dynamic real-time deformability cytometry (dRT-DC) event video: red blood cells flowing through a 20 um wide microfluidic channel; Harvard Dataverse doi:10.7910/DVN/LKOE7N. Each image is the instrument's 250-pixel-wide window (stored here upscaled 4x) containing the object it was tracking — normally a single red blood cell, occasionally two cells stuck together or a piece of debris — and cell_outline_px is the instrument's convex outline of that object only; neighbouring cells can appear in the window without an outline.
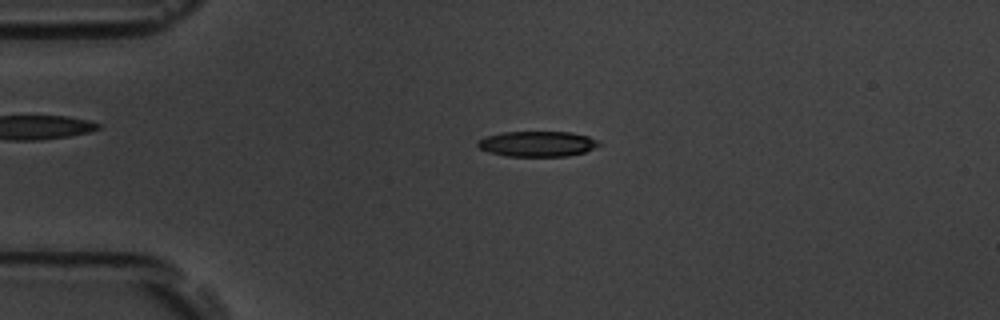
{"species": "common noctule bat (a hibernating species)", "species_latin": "Nyctalus noctula", "temperature_condition": "room temperature", "stored_images_in_passage": 25, "camera_frame_rate_fps": 3000, "um_per_image_px": 0.085, "animal": {"sex": "male", "body_mass_g": 19.5, "forearm_length_mm": 54.6}, "frame": {"image": 1, "passage_image": 3, "time_ms": 0.667, "image_size_px": [1000, 320], "cell_outline_px": [[600, 144], [584, 152], [568, 156], [508, 156], [488, 152], [480, 148], [476, 144], [476, 140], [500, 132], [572, 132], [588, 136], [600, 140]], "centroid_in_image_um": [45.66, 12.22], "position_along_channel_um": 39.3, "area_um2": 17.98}}
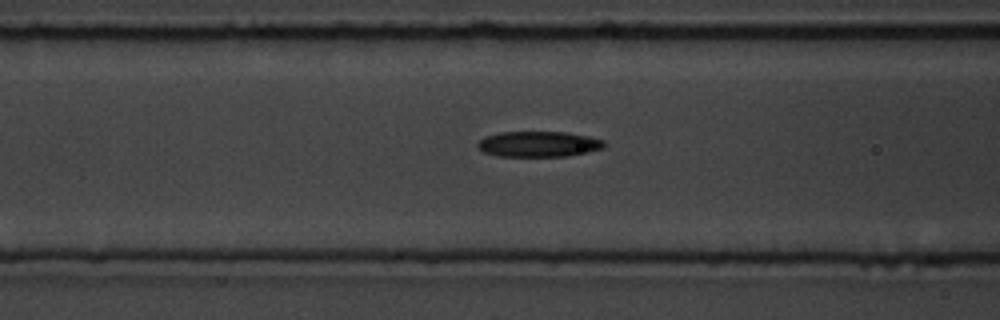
{"frame": {"image": 2, "passage_image": 12, "time_ms": 3.667, "image_size_px": [1000, 320], "cell_outline_px": [[604, 148], [588, 152], [564, 156], [496, 156], [484, 152], [476, 144], [484, 136], [500, 132], [564, 132], [588, 136], [604, 140]], "centroid_in_image_um": [45.77, 12.24], "position_along_channel_um": 120.8, "area_um2": 18.79}}
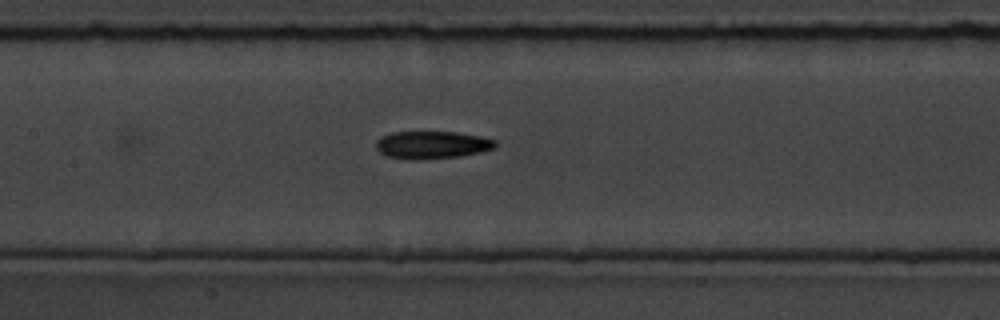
{"frame": {"image": 3, "passage_image": 16, "time_ms": 5.0, "image_size_px": [1000, 320], "cell_outline_px": [[496, 148], [480, 152], [460, 156], [420, 160], [416, 160], [388, 156], [380, 152], [376, 148], [376, 140], [380, 136], [392, 132], [456, 132], [480, 136], [496, 140]], "centroid_in_image_um": [36.72, 12.31], "position_along_channel_um": 170.7, "area_um2": 19.25}}